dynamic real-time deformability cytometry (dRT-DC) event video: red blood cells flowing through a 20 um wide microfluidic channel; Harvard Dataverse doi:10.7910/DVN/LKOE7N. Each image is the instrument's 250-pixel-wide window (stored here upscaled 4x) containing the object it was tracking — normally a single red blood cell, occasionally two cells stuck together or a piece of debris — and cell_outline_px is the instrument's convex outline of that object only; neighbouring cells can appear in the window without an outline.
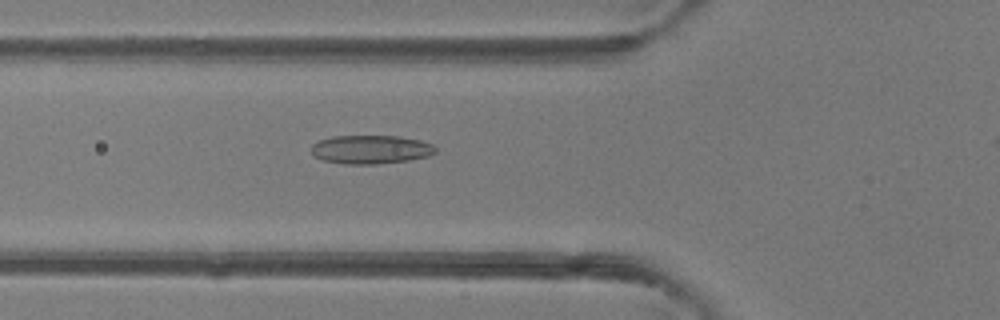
{"species": "common noctule bat (a hibernating species)", "species_latin": "Nyctalus noctula", "temperature_condition": "room temperature", "stored_images_in_passage": 36, "camera_frame_rate_fps": 3000, "um_per_image_px": 0.085, "animal": {"sex": "female"}, "frame": {"image": 1, "passage_image": 10, "time_ms": 3.0, "image_size_px": [1000, 320], "cell_outline_px": [[436, 152], [428, 156], [408, 160], [376, 164], [344, 164], [324, 160], [312, 156], [312, 144], [320, 140], [332, 136], [400, 136], [420, 140], [432, 144], [436, 148]], "centroid_in_image_um": [31.51, 12.7], "position_along_channel_um": 94.3, "area_um2": 20.75}}
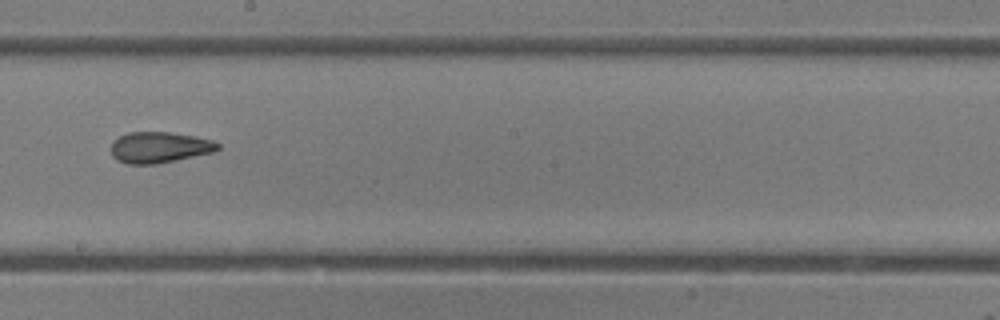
{"frame": {"image": 2, "passage_image": 20, "time_ms": 6.333, "image_size_px": [1000, 320], "cell_outline_px": [[220, 148], [216, 152], [156, 164], [128, 164], [116, 160], [112, 156], [112, 140], [128, 132], [168, 132], [196, 136], [212, 140], [220, 144]], "centroid_in_image_um": [13.57, 12.53], "position_along_channel_um": 234.6, "area_um2": 19.48}}
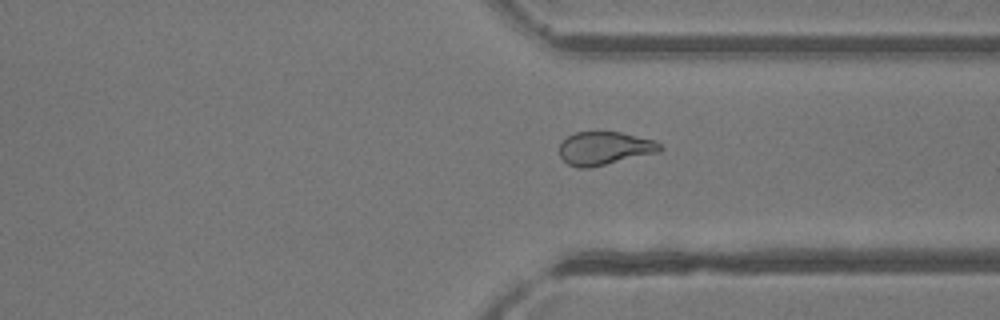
{"frame": {"image": 3, "passage_image": 29, "time_ms": 9.333, "image_size_px": [1000, 320], "cell_outline_px": [[664, 148], [660, 152], [588, 168], [576, 168], [568, 164], [560, 156], [560, 144], [568, 136], [576, 132], [620, 132], [656, 140]], "centroid_in_image_um": [51.42, 12.6], "position_along_channel_um": 360.0, "area_um2": 19.48}}